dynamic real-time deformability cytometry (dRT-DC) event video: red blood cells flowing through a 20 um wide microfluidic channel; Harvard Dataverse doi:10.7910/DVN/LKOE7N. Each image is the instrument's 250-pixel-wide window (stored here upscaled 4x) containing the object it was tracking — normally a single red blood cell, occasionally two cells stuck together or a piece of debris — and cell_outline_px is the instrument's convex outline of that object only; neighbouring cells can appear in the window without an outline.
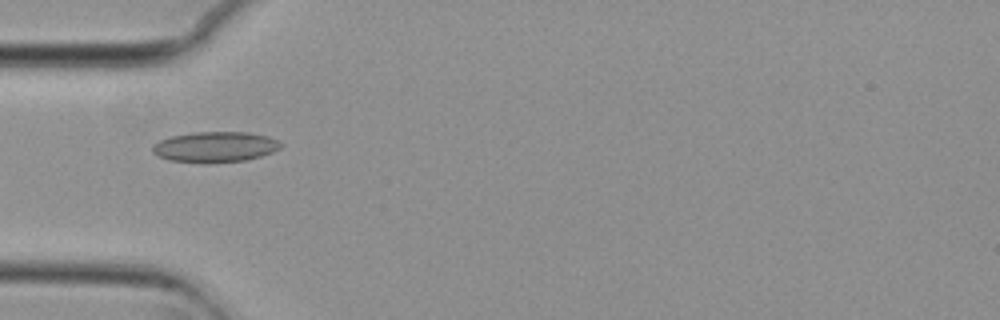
{"species": "common noctule bat (a hibernating species)", "species_latin": "Nyctalus noctula", "temperature_condition": "cold", "stored_images_in_passage": 50, "camera_frame_rate_fps": 3000, "um_per_image_px": 0.085, "animal": {"sex": "female", "body_mass_g": 29.2, "forearm_length_mm": 56.3}, "frame": {"image": 1, "passage_image": 12, "time_ms": 3.667, "image_size_px": [1000, 320], "cell_outline_px": [[284, 144], [280, 148], [272, 152], [260, 156], [244, 160], [172, 160], [160, 156], [152, 152], [152, 144], [160, 140], [172, 136], [196, 132], [248, 132], [268, 136]], "centroid_in_image_um": [18.32, 12.43], "position_along_channel_um": 66.7, "area_um2": 21.79}}
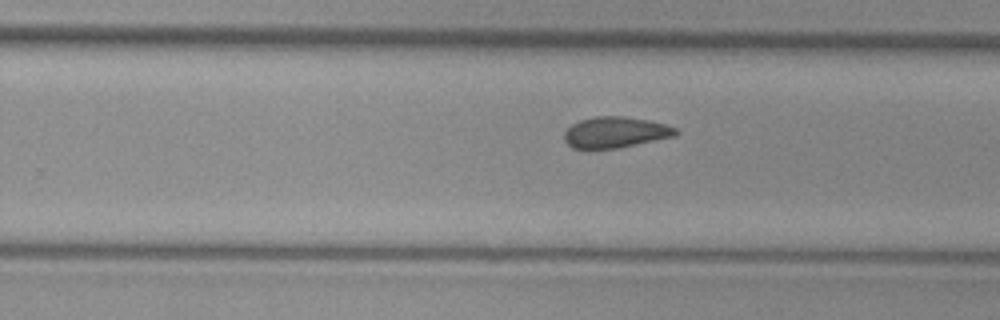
{"frame": {"image": 2, "passage_image": 29, "time_ms": 9.333, "image_size_px": [1000, 320], "cell_outline_px": [[680, 132], [676, 136], [620, 148], [572, 148], [564, 140], [564, 132], [572, 124], [580, 120], [596, 116], [624, 116], [648, 120], [664, 124], [676, 128]], "centroid_in_image_um": [52.33, 11.25], "position_along_channel_um": 277.5, "area_um2": 20.17}}
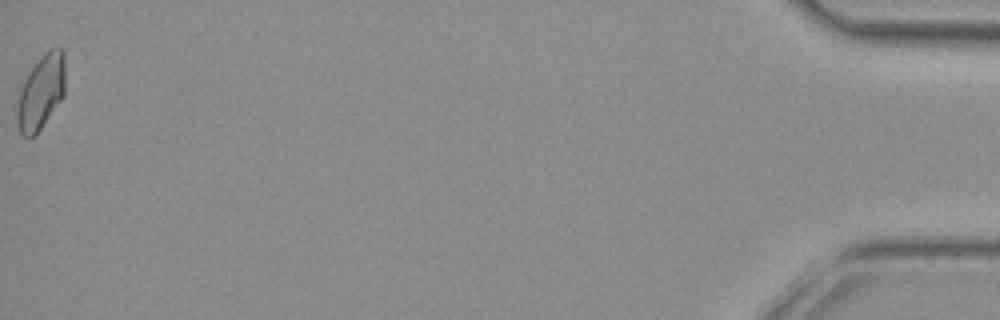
{"frame": {"image": 3, "passage_image": 50, "time_ms": 16.333, "image_size_px": [1000, 320], "cell_outline_px": [[64, 96], [40, 128], [32, 136], [24, 136], [20, 132], [16, 124], [16, 108], [20, 88], [28, 72], [40, 56], [44, 52], [52, 48], [60, 48], [64, 52]], "centroid_in_image_um": [3.46, 7.8], "position_along_channel_um": 431.7, "area_um2": 20.81}, "authors_computed_cell_mechanics": {"area_um2": 20.7791, "velocity_mm_per_s": 3.7243, "shape_relaxation_time_tau1_ms": null, "shape_relaxation_time_tau2_ms": 6.0362, "deformation_change_tau1": null, "deformation_change_tau2": 0.1028}}